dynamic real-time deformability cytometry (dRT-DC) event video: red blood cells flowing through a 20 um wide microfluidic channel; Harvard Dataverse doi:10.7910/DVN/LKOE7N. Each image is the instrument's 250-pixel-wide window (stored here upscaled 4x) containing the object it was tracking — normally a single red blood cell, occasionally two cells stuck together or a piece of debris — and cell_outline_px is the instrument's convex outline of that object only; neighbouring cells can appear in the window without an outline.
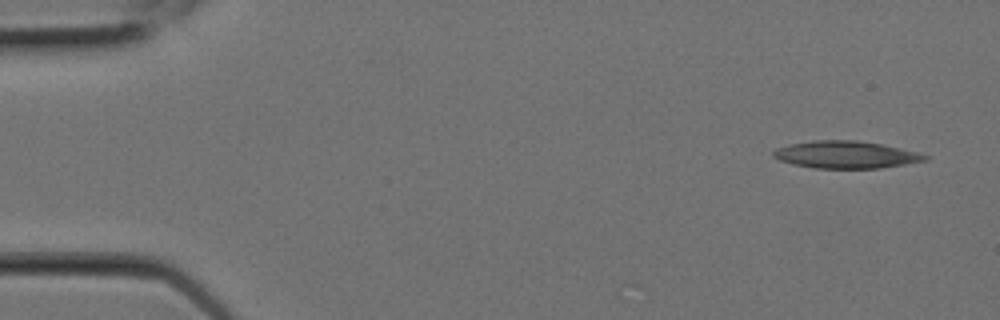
{"species": "Egyptian fruit bat (a non-hibernating species)", "species_latin": "Rousettus aegyptiacus", "temperature_condition": "room temperature", "stored_images_in_passage": 5, "camera_frame_rate_fps": 3000, "um_per_image_px": 0.085, "animal": {"sex": "female"}, "frame": {"image": 1, "passage_image": 1, "time_ms": 0.0, "image_size_px": [1000, 320], "cell_outline_px": [[928, 160], [880, 168], [812, 168], [780, 160], [772, 156], [772, 152], [776, 148], [788, 144], [812, 140], [856, 140], [884, 144], [916, 152], [928, 156]], "centroid_in_image_um": [71.87, 13.13], "position_along_channel_um": 13.1, "area_um2": 24.04}}
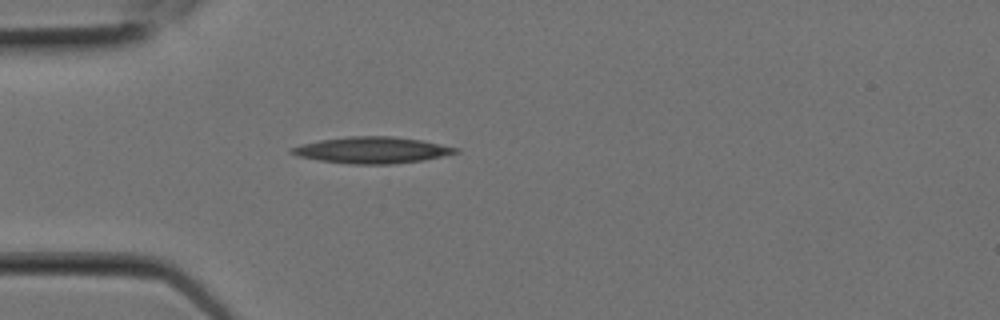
{"frame": {"image": 2, "passage_image": 5, "time_ms": 1.333, "image_size_px": [1000, 320], "cell_outline_px": [[460, 152], [424, 160], [392, 164], [352, 164], [320, 160], [296, 156], [288, 152], [288, 148], [320, 140], [348, 136], [392, 136], [420, 140], [460, 148]], "centroid_in_image_um": [31.62, 12.76], "position_along_channel_um": 53.4, "area_um2": 25.2}}